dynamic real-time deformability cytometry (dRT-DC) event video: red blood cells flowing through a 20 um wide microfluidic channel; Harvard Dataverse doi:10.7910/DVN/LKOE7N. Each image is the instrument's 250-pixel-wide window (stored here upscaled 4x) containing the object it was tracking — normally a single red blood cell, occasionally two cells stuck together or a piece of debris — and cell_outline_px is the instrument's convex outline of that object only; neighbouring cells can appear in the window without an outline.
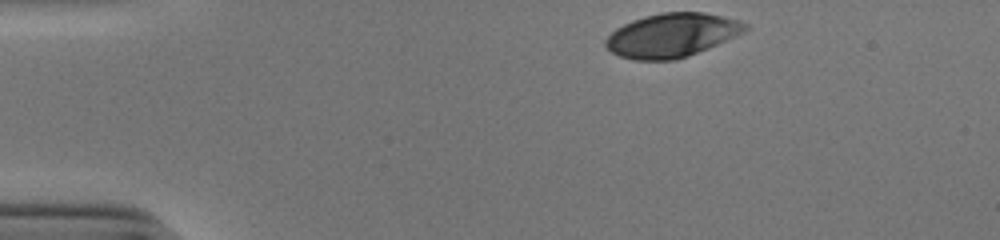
{"species": "human", "species_latin": "Homo sapiens", "temperature_condition": "cold", "stored_images_in_passage": 35, "camera_frame_rate_fps": 3000, "um_per_image_px": 0.085, "donor": {"sex": "male"}, "frame": {"image": 1, "passage_image": 1, "time_ms": 0.0, "image_size_px": [1000, 240], "cell_outline_px": [[748, 28], [744, 32], [708, 48], [688, 56], [676, 60], [632, 60], [620, 56], [612, 52], [604, 44], [604, 40], [616, 28], [632, 20], [644, 16], [660, 12], [704, 12], [740, 20], [748, 24]], "centroid_in_image_um": [57.1, 2.99], "position_along_channel_um": 27.9, "area_um2": 35.66}}
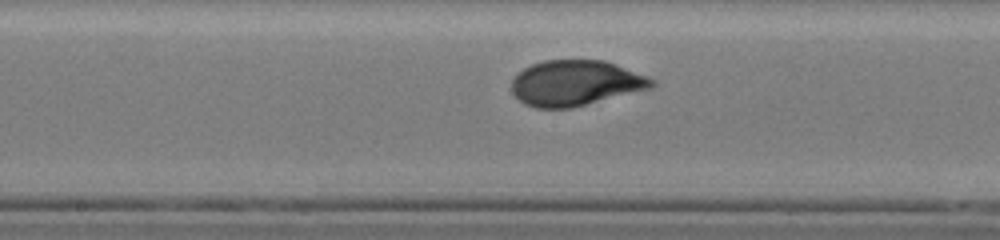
{"frame": {"image": 2, "passage_image": 20, "time_ms": 6.333, "image_size_px": [1000, 240], "cell_outline_px": [[656, 84], [652, 88], [572, 108], [536, 108], [524, 104], [512, 92], [512, 80], [516, 72], [532, 64], [544, 60], [604, 60], [616, 64], [648, 76], [656, 80]], "centroid_in_image_um": [48.93, 7.06], "position_along_channel_um": 199.3, "area_um2": 37.4}}
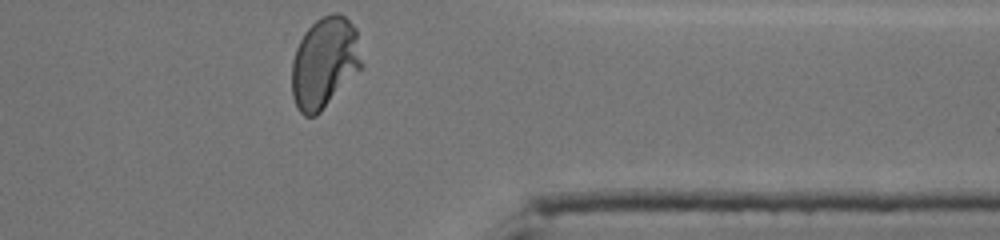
{"frame": {"image": 3, "passage_image": 35, "time_ms": 11.333, "image_size_px": [1000, 240], "cell_outline_px": [[364, 68], [316, 116], [304, 116], [300, 112], [292, 96], [292, 60], [296, 48], [304, 32], [320, 16], [332, 12], [336, 12], [344, 16], [356, 28], [364, 64]], "centroid_in_image_um": [27.62, 5.32], "position_along_channel_um": 383.8, "area_um2": 37.69}, "authors_computed_cell_mechanics": {"area_um2": 37.1076, "velocity_mm_per_s": 3.8759, "shape_relaxation_time_tau1_ms": 3.7403, "shape_relaxation_time_tau2_ms": null, "deformation_change_tau1": 0.1926, "deformation_change_tau2": null}}